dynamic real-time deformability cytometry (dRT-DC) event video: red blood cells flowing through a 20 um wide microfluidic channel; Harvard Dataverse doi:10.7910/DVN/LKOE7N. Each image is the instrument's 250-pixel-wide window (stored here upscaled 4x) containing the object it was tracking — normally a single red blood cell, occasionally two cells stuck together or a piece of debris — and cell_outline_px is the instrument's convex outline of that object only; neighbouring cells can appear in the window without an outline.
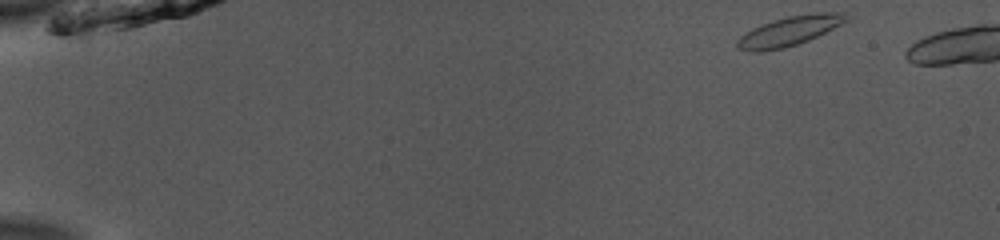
{"species": "common noctule bat (a hibernating species)", "species_latin": "Nyctalus noctula", "temperature_condition": "room temperature", "stored_images_in_passage": 44, "camera_frame_rate_fps": 3000, "um_per_image_px": 0.085, "animal": {"sex": "male", "body_mass_g": 13.0, "forearm_length_mm": 53.1}, "frame": {"image": 1, "passage_image": 1, "time_ms": 0.0, "image_size_px": [1000, 240], "cell_outline_px": [[848, 20], [808, 40], [784, 48], [760, 52], [752, 52], [736, 48], [736, 40], [740, 36], [752, 28], [772, 20], [788, 16], [812, 12], [844, 12], [848, 16]], "centroid_in_image_um": [67.05, 2.63], "position_along_channel_um": 18.0, "area_um2": 18.73}}
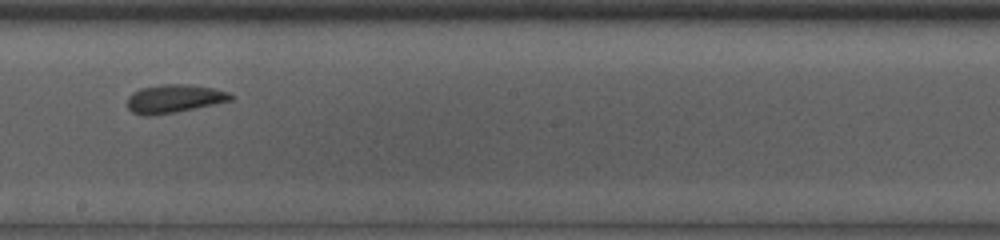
{"frame": {"image": 2, "passage_image": 27, "time_ms": 8.667, "image_size_px": [1000, 240], "cell_outline_px": [[236, 96], [232, 100], [172, 112], [144, 116], [132, 112], [128, 108], [128, 96], [132, 92], [140, 88], [160, 84], [188, 84], [212, 88], [228, 92]], "centroid_in_image_um": [14.78, 8.36], "position_along_channel_um": 233.4, "area_um2": 16.82}}
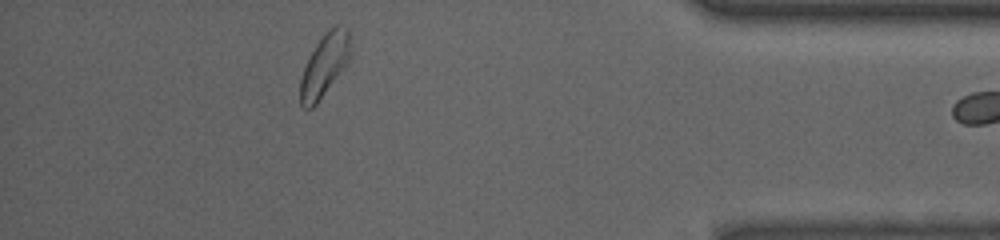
{"frame": {"image": 3, "passage_image": 43, "time_ms": 14.0, "image_size_px": [1000, 240], "cell_outline_px": [[352, 56], [344, 68], [316, 104], [312, 108], [304, 108], [300, 104], [300, 80], [308, 56], [324, 32], [328, 28], [336, 24], [348, 28]], "centroid_in_image_um": [27.6, 5.49], "position_along_channel_um": 407.6, "area_um2": 18.5}}